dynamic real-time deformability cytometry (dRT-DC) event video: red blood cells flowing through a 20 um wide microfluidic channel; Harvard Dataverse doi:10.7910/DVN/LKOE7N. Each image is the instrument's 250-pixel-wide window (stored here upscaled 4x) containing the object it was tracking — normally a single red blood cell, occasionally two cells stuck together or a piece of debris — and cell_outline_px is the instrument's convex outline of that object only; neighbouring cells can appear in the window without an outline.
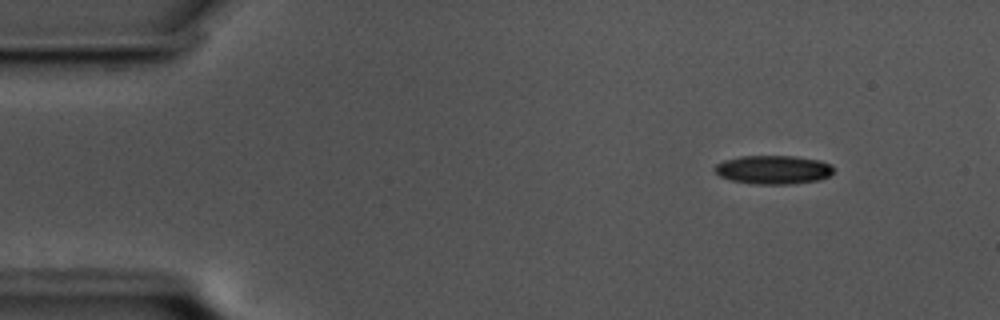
{"species": "common noctule bat (a hibernating species)", "species_latin": "Nyctalus noctula", "temperature_condition": "cold", "stored_images_in_passage": 24, "camera_frame_rate_fps": 3000, "um_per_image_px": 0.085, "animal": {"sex": "male", "body_mass_g": 17.5, "forearm_length_mm": 52.3}, "frame": {"image": 1, "passage_image": 1, "time_ms": 0.0, "image_size_px": [1000, 320], "cell_outline_px": [[832, 172], [828, 176], [820, 180], [788, 184], [756, 184], [732, 180], [720, 176], [716, 172], [716, 164], [724, 160], [740, 156], [796, 156], [820, 160], [832, 164]], "centroid_in_image_um": [65.76, 14.42], "position_along_channel_um": 19.2, "area_um2": 19.77}}